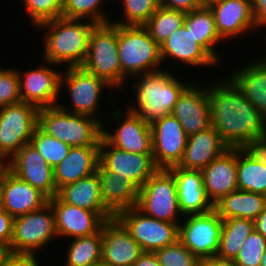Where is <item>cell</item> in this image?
<instances>
[{
    "instance_id": "44",
    "label": "cell",
    "mask_w": 266,
    "mask_h": 266,
    "mask_svg": "<svg viewBox=\"0 0 266 266\" xmlns=\"http://www.w3.org/2000/svg\"><path fill=\"white\" fill-rule=\"evenodd\" d=\"M241 149L252 159L266 165V136L247 142Z\"/></svg>"
},
{
    "instance_id": "26",
    "label": "cell",
    "mask_w": 266,
    "mask_h": 266,
    "mask_svg": "<svg viewBox=\"0 0 266 266\" xmlns=\"http://www.w3.org/2000/svg\"><path fill=\"white\" fill-rule=\"evenodd\" d=\"M98 171L60 187L57 197L65 203L98 213L105 221L115 216L104 206Z\"/></svg>"
},
{
    "instance_id": "11",
    "label": "cell",
    "mask_w": 266,
    "mask_h": 266,
    "mask_svg": "<svg viewBox=\"0 0 266 266\" xmlns=\"http://www.w3.org/2000/svg\"><path fill=\"white\" fill-rule=\"evenodd\" d=\"M179 225L178 240L200 261L213 257L219 249L222 218L213 208L206 213L185 216Z\"/></svg>"
},
{
    "instance_id": "16",
    "label": "cell",
    "mask_w": 266,
    "mask_h": 266,
    "mask_svg": "<svg viewBox=\"0 0 266 266\" xmlns=\"http://www.w3.org/2000/svg\"><path fill=\"white\" fill-rule=\"evenodd\" d=\"M17 74L23 102L38 109L57 106L60 89H62L61 72L45 65L22 74L17 70Z\"/></svg>"
},
{
    "instance_id": "22",
    "label": "cell",
    "mask_w": 266,
    "mask_h": 266,
    "mask_svg": "<svg viewBox=\"0 0 266 266\" xmlns=\"http://www.w3.org/2000/svg\"><path fill=\"white\" fill-rule=\"evenodd\" d=\"M203 187L214 205L223 196L238 190L237 149H228L202 171Z\"/></svg>"
},
{
    "instance_id": "55",
    "label": "cell",
    "mask_w": 266,
    "mask_h": 266,
    "mask_svg": "<svg viewBox=\"0 0 266 266\" xmlns=\"http://www.w3.org/2000/svg\"><path fill=\"white\" fill-rule=\"evenodd\" d=\"M2 209V170L0 171V210Z\"/></svg>"
},
{
    "instance_id": "15",
    "label": "cell",
    "mask_w": 266,
    "mask_h": 266,
    "mask_svg": "<svg viewBox=\"0 0 266 266\" xmlns=\"http://www.w3.org/2000/svg\"><path fill=\"white\" fill-rule=\"evenodd\" d=\"M7 169L14 175L40 190L49 199L57 195L53 168L29 143L23 145L9 160Z\"/></svg>"
},
{
    "instance_id": "12",
    "label": "cell",
    "mask_w": 266,
    "mask_h": 266,
    "mask_svg": "<svg viewBox=\"0 0 266 266\" xmlns=\"http://www.w3.org/2000/svg\"><path fill=\"white\" fill-rule=\"evenodd\" d=\"M65 74V75H64ZM62 73L60 87L65 85L69 90L72 106L71 109L57 104L64 111L96 117L99 98L105 86H111L103 79L89 73L81 66L69 67ZM65 83V84H64Z\"/></svg>"
},
{
    "instance_id": "32",
    "label": "cell",
    "mask_w": 266,
    "mask_h": 266,
    "mask_svg": "<svg viewBox=\"0 0 266 266\" xmlns=\"http://www.w3.org/2000/svg\"><path fill=\"white\" fill-rule=\"evenodd\" d=\"M190 30L195 41L199 43L216 61L219 54L216 53V43L222 41L217 32L213 11L210 8H197L186 13L184 24Z\"/></svg>"
},
{
    "instance_id": "47",
    "label": "cell",
    "mask_w": 266,
    "mask_h": 266,
    "mask_svg": "<svg viewBox=\"0 0 266 266\" xmlns=\"http://www.w3.org/2000/svg\"><path fill=\"white\" fill-rule=\"evenodd\" d=\"M36 254H11L4 266H39Z\"/></svg>"
},
{
    "instance_id": "24",
    "label": "cell",
    "mask_w": 266,
    "mask_h": 266,
    "mask_svg": "<svg viewBox=\"0 0 266 266\" xmlns=\"http://www.w3.org/2000/svg\"><path fill=\"white\" fill-rule=\"evenodd\" d=\"M229 148L219 133L210 127L187 138L183 157L177 167L185 170H203Z\"/></svg>"
},
{
    "instance_id": "14",
    "label": "cell",
    "mask_w": 266,
    "mask_h": 266,
    "mask_svg": "<svg viewBox=\"0 0 266 266\" xmlns=\"http://www.w3.org/2000/svg\"><path fill=\"white\" fill-rule=\"evenodd\" d=\"M152 154L159 169L177 166L186 148L187 138L179 121L169 114L150 125Z\"/></svg>"
},
{
    "instance_id": "46",
    "label": "cell",
    "mask_w": 266,
    "mask_h": 266,
    "mask_svg": "<svg viewBox=\"0 0 266 266\" xmlns=\"http://www.w3.org/2000/svg\"><path fill=\"white\" fill-rule=\"evenodd\" d=\"M159 5L164 8L182 12H190L200 8L199 0H158Z\"/></svg>"
},
{
    "instance_id": "54",
    "label": "cell",
    "mask_w": 266,
    "mask_h": 266,
    "mask_svg": "<svg viewBox=\"0 0 266 266\" xmlns=\"http://www.w3.org/2000/svg\"><path fill=\"white\" fill-rule=\"evenodd\" d=\"M5 161L6 159L0 153V171L7 168L8 163H6Z\"/></svg>"
},
{
    "instance_id": "25",
    "label": "cell",
    "mask_w": 266,
    "mask_h": 266,
    "mask_svg": "<svg viewBox=\"0 0 266 266\" xmlns=\"http://www.w3.org/2000/svg\"><path fill=\"white\" fill-rule=\"evenodd\" d=\"M169 170L175 177L182 215L206 213L214 208L204 190L201 170H185L177 166Z\"/></svg>"
},
{
    "instance_id": "20",
    "label": "cell",
    "mask_w": 266,
    "mask_h": 266,
    "mask_svg": "<svg viewBox=\"0 0 266 266\" xmlns=\"http://www.w3.org/2000/svg\"><path fill=\"white\" fill-rule=\"evenodd\" d=\"M49 198L40 190L14 175L2 170V209L17 217L40 209Z\"/></svg>"
},
{
    "instance_id": "42",
    "label": "cell",
    "mask_w": 266,
    "mask_h": 266,
    "mask_svg": "<svg viewBox=\"0 0 266 266\" xmlns=\"http://www.w3.org/2000/svg\"><path fill=\"white\" fill-rule=\"evenodd\" d=\"M33 26L62 17L63 0H24Z\"/></svg>"
},
{
    "instance_id": "2",
    "label": "cell",
    "mask_w": 266,
    "mask_h": 266,
    "mask_svg": "<svg viewBox=\"0 0 266 266\" xmlns=\"http://www.w3.org/2000/svg\"><path fill=\"white\" fill-rule=\"evenodd\" d=\"M60 17L38 26L47 29L44 37L43 60L49 65L69 63V67L81 66L86 58L90 31L96 25L92 21ZM91 22V23H90Z\"/></svg>"
},
{
    "instance_id": "28",
    "label": "cell",
    "mask_w": 266,
    "mask_h": 266,
    "mask_svg": "<svg viewBox=\"0 0 266 266\" xmlns=\"http://www.w3.org/2000/svg\"><path fill=\"white\" fill-rule=\"evenodd\" d=\"M162 62L168 57L186 63L189 66H214L217 61L195 41L190 30L182 25L173 31L160 45ZM164 60V61H163Z\"/></svg>"
},
{
    "instance_id": "19",
    "label": "cell",
    "mask_w": 266,
    "mask_h": 266,
    "mask_svg": "<svg viewBox=\"0 0 266 266\" xmlns=\"http://www.w3.org/2000/svg\"><path fill=\"white\" fill-rule=\"evenodd\" d=\"M141 246L116 219L102 226L101 262L107 266H133L143 253Z\"/></svg>"
},
{
    "instance_id": "8",
    "label": "cell",
    "mask_w": 266,
    "mask_h": 266,
    "mask_svg": "<svg viewBox=\"0 0 266 266\" xmlns=\"http://www.w3.org/2000/svg\"><path fill=\"white\" fill-rule=\"evenodd\" d=\"M57 237L54 212L48 202L40 209L14 217L10 251L13 254H35Z\"/></svg>"
},
{
    "instance_id": "39",
    "label": "cell",
    "mask_w": 266,
    "mask_h": 266,
    "mask_svg": "<svg viewBox=\"0 0 266 266\" xmlns=\"http://www.w3.org/2000/svg\"><path fill=\"white\" fill-rule=\"evenodd\" d=\"M122 4L126 20L111 24L143 26L160 7L158 0H123Z\"/></svg>"
},
{
    "instance_id": "33",
    "label": "cell",
    "mask_w": 266,
    "mask_h": 266,
    "mask_svg": "<svg viewBox=\"0 0 266 266\" xmlns=\"http://www.w3.org/2000/svg\"><path fill=\"white\" fill-rule=\"evenodd\" d=\"M254 229V220L252 219H222L221 237L216 255L235 260L244 241Z\"/></svg>"
},
{
    "instance_id": "40",
    "label": "cell",
    "mask_w": 266,
    "mask_h": 266,
    "mask_svg": "<svg viewBox=\"0 0 266 266\" xmlns=\"http://www.w3.org/2000/svg\"><path fill=\"white\" fill-rule=\"evenodd\" d=\"M161 266H200V260L179 240L155 251Z\"/></svg>"
},
{
    "instance_id": "17",
    "label": "cell",
    "mask_w": 266,
    "mask_h": 266,
    "mask_svg": "<svg viewBox=\"0 0 266 266\" xmlns=\"http://www.w3.org/2000/svg\"><path fill=\"white\" fill-rule=\"evenodd\" d=\"M187 136L212 127L208 87L190 84L179 96L171 113Z\"/></svg>"
},
{
    "instance_id": "51",
    "label": "cell",
    "mask_w": 266,
    "mask_h": 266,
    "mask_svg": "<svg viewBox=\"0 0 266 266\" xmlns=\"http://www.w3.org/2000/svg\"><path fill=\"white\" fill-rule=\"evenodd\" d=\"M254 228L266 239V208L254 219Z\"/></svg>"
},
{
    "instance_id": "6",
    "label": "cell",
    "mask_w": 266,
    "mask_h": 266,
    "mask_svg": "<svg viewBox=\"0 0 266 266\" xmlns=\"http://www.w3.org/2000/svg\"><path fill=\"white\" fill-rule=\"evenodd\" d=\"M83 69L105 80L111 87L121 86L118 53V24H96L90 31Z\"/></svg>"
},
{
    "instance_id": "7",
    "label": "cell",
    "mask_w": 266,
    "mask_h": 266,
    "mask_svg": "<svg viewBox=\"0 0 266 266\" xmlns=\"http://www.w3.org/2000/svg\"><path fill=\"white\" fill-rule=\"evenodd\" d=\"M136 207L144 214L168 223H179L182 216L177 185L169 169H158L140 188Z\"/></svg>"
},
{
    "instance_id": "58",
    "label": "cell",
    "mask_w": 266,
    "mask_h": 266,
    "mask_svg": "<svg viewBox=\"0 0 266 266\" xmlns=\"http://www.w3.org/2000/svg\"><path fill=\"white\" fill-rule=\"evenodd\" d=\"M262 61H265L266 62V57H262L260 58Z\"/></svg>"
},
{
    "instance_id": "29",
    "label": "cell",
    "mask_w": 266,
    "mask_h": 266,
    "mask_svg": "<svg viewBox=\"0 0 266 266\" xmlns=\"http://www.w3.org/2000/svg\"><path fill=\"white\" fill-rule=\"evenodd\" d=\"M97 171L103 204L114 216L137 205L140 188L132 180L121 179L100 164Z\"/></svg>"
},
{
    "instance_id": "38",
    "label": "cell",
    "mask_w": 266,
    "mask_h": 266,
    "mask_svg": "<svg viewBox=\"0 0 266 266\" xmlns=\"http://www.w3.org/2000/svg\"><path fill=\"white\" fill-rule=\"evenodd\" d=\"M102 2L103 0H63L62 17L82 20L86 18L95 24L110 23L100 8Z\"/></svg>"
},
{
    "instance_id": "43",
    "label": "cell",
    "mask_w": 266,
    "mask_h": 266,
    "mask_svg": "<svg viewBox=\"0 0 266 266\" xmlns=\"http://www.w3.org/2000/svg\"><path fill=\"white\" fill-rule=\"evenodd\" d=\"M0 68V108L21 102L17 70Z\"/></svg>"
},
{
    "instance_id": "23",
    "label": "cell",
    "mask_w": 266,
    "mask_h": 266,
    "mask_svg": "<svg viewBox=\"0 0 266 266\" xmlns=\"http://www.w3.org/2000/svg\"><path fill=\"white\" fill-rule=\"evenodd\" d=\"M222 39L233 38L256 29L252 0H224L210 8Z\"/></svg>"
},
{
    "instance_id": "35",
    "label": "cell",
    "mask_w": 266,
    "mask_h": 266,
    "mask_svg": "<svg viewBox=\"0 0 266 266\" xmlns=\"http://www.w3.org/2000/svg\"><path fill=\"white\" fill-rule=\"evenodd\" d=\"M72 240L65 266H90L101 262L102 229L93 235Z\"/></svg>"
},
{
    "instance_id": "18",
    "label": "cell",
    "mask_w": 266,
    "mask_h": 266,
    "mask_svg": "<svg viewBox=\"0 0 266 266\" xmlns=\"http://www.w3.org/2000/svg\"><path fill=\"white\" fill-rule=\"evenodd\" d=\"M54 212L57 235L74 238L93 235L106 222L98 213L62 202L57 196L48 201Z\"/></svg>"
},
{
    "instance_id": "27",
    "label": "cell",
    "mask_w": 266,
    "mask_h": 266,
    "mask_svg": "<svg viewBox=\"0 0 266 266\" xmlns=\"http://www.w3.org/2000/svg\"><path fill=\"white\" fill-rule=\"evenodd\" d=\"M100 146L71 147L68 155L53 168L57 190L68 183L76 182L97 171Z\"/></svg>"
},
{
    "instance_id": "9",
    "label": "cell",
    "mask_w": 266,
    "mask_h": 266,
    "mask_svg": "<svg viewBox=\"0 0 266 266\" xmlns=\"http://www.w3.org/2000/svg\"><path fill=\"white\" fill-rule=\"evenodd\" d=\"M38 111L23 101L0 108V153L7 161L30 143L38 126Z\"/></svg>"
},
{
    "instance_id": "10",
    "label": "cell",
    "mask_w": 266,
    "mask_h": 266,
    "mask_svg": "<svg viewBox=\"0 0 266 266\" xmlns=\"http://www.w3.org/2000/svg\"><path fill=\"white\" fill-rule=\"evenodd\" d=\"M115 218L126 228L143 251L155 252L178 241L180 223H168L150 217L136 206Z\"/></svg>"
},
{
    "instance_id": "4",
    "label": "cell",
    "mask_w": 266,
    "mask_h": 266,
    "mask_svg": "<svg viewBox=\"0 0 266 266\" xmlns=\"http://www.w3.org/2000/svg\"><path fill=\"white\" fill-rule=\"evenodd\" d=\"M103 126L97 117L70 113L58 106L38 111V127L71 147L100 146Z\"/></svg>"
},
{
    "instance_id": "49",
    "label": "cell",
    "mask_w": 266,
    "mask_h": 266,
    "mask_svg": "<svg viewBox=\"0 0 266 266\" xmlns=\"http://www.w3.org/2000/svg\"><path fill=\"white\" fill-rule=\"evenodd\" d=\"M133 266H161L155 252L144 251Z\"/></svg>"
},
{
    "instance_id": "57",
    "label": "cell",
    "mask_w": 266,
    "mask_h": 266,
    "mask_svg": "<svg viewBox=\"0 0 266 266\" xmlns=\"http://www.w3.org/2000/svg\"><path fill=\"white\" fill-rule=\"evenodd\" d=\"M90 266H107V265H105L103 262H99L97 264L90 265Z\"/></svg>"
},
{
    "instance_id": "30",
    "label": "cell",
    "mask_w": 266,
    "mask_h": 266,
    "mask_svg": "<svg viewBox=\"0 0 266 266\" xmlns=\"http://www.w3.org/2000/svg\"><path fill=\"white\" fill-rule=\"evenodd\" d=\"M255 108L266 118V62L260 58L229 76Z\"/></svg>"
},
{
    "instance_id": "52",
    "label": "cell",
    "mask_w": 266,
    "mask_h": 266,
    "mask_svg": "<svg viewBox=\"0 0 266 266\" xmlns=\"http://www.w3.org/2000/svg\"><path fill=\"white\" fill-rule=\"evenodd\" d=\"M10 247L0 242V266H4L7 258L11 255Z\"/></svg>"
},
{
    "instance_id": "56",
    "label": "cell",
    "mask_w": 266,
    "mask_h": 266,
    "mask_svg": "<svg viewBox=\"0 0 266 266\" xmlns=\"http://www.w3.org/2000/svg\"><path fill=\"white\" fill-rule=\"evenodd\" d=\"M260 266H266V251L264 252Z\"/></svg>"
},
{
    "instance_id": "37",
    "label": "cell",
    "mask_w": 266,
    "mask_h": 266,
    "mask_svg": "<svg viewBox=\"0 0 266 266\" xmlns=\"http://www.w3.org/2000/svg\"><path fill=\"white\" fill-rule=\"evenodd\" d=\"M30 144L52 168L57 166L71 149L70 145L44 133L38 126L33 133Z\"/></svg>"
},
{
    "instance_id": "53",
    "label": "cell",
    "mask_w": 266,
    "mask_h": 266,
    "mask_svg": "<svg viewBox=\"0 0 266 266\" xmlns=\"http://www.w3.org/2000/svg\"><path fill=\"white\" fill-rule=\"evenodd\" d=\"M224 0H199L202 8H211L213 5L223 2Z\"/></svg>"
},
{
    "instance_id": "3",
    "label": "cell",
    "mask_w": 266,
    "mask_h": 266,
    "mask_svg": "<svg viewBox=\"0 0 266 266\" xmlns=\"http://www.w3.org/2000/svg\"><path fill=\"white\" fill-rule=\"evenodd\" d=\"M138 76L140 80L134 84L137 106H129V110L149 125L171 114L179 96L191 84L182 83L168 71L157 70Z\"/></svg>"
},
{
    "instance_id": "1",
    "label": "cell",
    "mask_w": 266,
    "mask_h": 266,
    "mask_svg": "<svg viewBox=\"0 0 266 266\" xmlns=\"http://www.w3.org/2000/svg\"><path fill=\"white\" fill-rule=\"evenodd\" d=\"M208 87L212 127L229 149L266 136V118L229 78Z\"/></svg>"
},
{
    "instance_id": "50",
    "label": "cell",
    "mask_w": 266,
    "mask_h": 266,
    "mask_svg": "<svg viewBox=\"0 0 266 266\" xmlns=\"http://www.w3.org/2000/svg\"><path fill=\"white\" fill-rule=\"evenodd\" d=\"M200 266H239L235 260L226 259L217 255L201 260Z\"/></svg>"
},
{
    "instance_id": "36",
    "label": "cell",
    "mask_w": 266,
    "mask_h": 266,
    "mask_svg": "<svg viewBox=\"0 0 266 266\" xmlns=\"http://www.w3.org/2000/svg\"><path fill=\"white\" fill-rule=\"evenodd\" d=\"M186 13L159 7L151 18L143 25L150 36L159 44L184 24Z\"/></svg>"
},
{
    "instance_id": "41",
    "label": "cell",
    "mask_w": 266,
    "mask_h": 266,
    "mask_svg": "<svg viewBox=\"0 0 266 266\" xmlns=\"http://www.w3.org/2000/svg\"><path fill=\"white\" fill-rule=\"evenodd\" d=\"M266 251V239L255 229L244 241L235 262L239 266H260Z\"/></svg>"
},
{
    "instance_id": "21",
    "label": "cell",
    "mask_w": 266,
    "mask_h": 266,
    "mask_svg": "<svg viewBox=\"0 0 266 266\" xmlns=\"http://www.w3.org/2000/svg\"><path fill=\"white\" fill-rule=\"evenodd\" d=\"M126 117L119 121L115 132L102 128V137L114 147L126 152L152 154L151 127L132 110H127ZM121 122V123H120Z\"/></svg>"
},
{
    "instance_id": "31",
    "label": "cell",
    "mask_w": 266,
    "mask_h": 266,
    "mask_svg": "<svg viewBox=\"0 0 266 266\" xmlns=\"http://www.w3.org/2000/svg\"><path fill=\"white\" fill-rule=\"evenodd\" d=\"M265 208V195L244 190L233 191L214 204V209L222 219L254 220Z\"/></svg>"
},
{
    "instance_id": "13",
    "label": "cell",
    "mask_w": 266,
    "mask_h": 266,
    "mask_svg": "<svg viewBox=\"0 0 266 266\" xmlns=\"http://www.w3.org/2000/svg\"><path fill=\"white\" fill-rule=\"evenodd\" d=\"M99 164L121 179L132 180L139 188L159 169L153 154L123 151L109 144L103 137L100 139Z\"/></svg>"
},
{
    "instance_id": "48",
    "label": "cell",
    "mask_w": 266,
    "mask_h": 266,
    "mask_svg": "<svg viewBox=\"0 0 266 266\" xmlns=\"http://www.w3.org/2000/svg\"><path fill=\"white\" fill-rule=\"evenodd\" d=\"M254 23L256 27L266 26V0H252Z\"/></svg>"
},
{
    "instance_id": "45",
    "label": "cell",
    "mask_w": 266,
    "mask_h": 266,
    "mask_svg": "<svg viewBox=\"0 0 266 266\" xmlns=\"http://www.w3.org/2000/svg\"><path fill=\"white\" fill-rule=\"evenodd\" d=\"M14 217L8 212L0 210V242L10 246L13 234Z\"/></svg>"
},
{
    "instance_id": "34",
    "label": "cell",
    "mask_w": 266,
    "mask_h": 266,
    "mask_svg": "<svg viewBox=\"0 0 266 266\" xmlns=\"http://www.w3.org/2000/svg\"><path fill=\"white\" fill-rule=\"evenodd\" d=\"M238 190L266 196V165L252 159L242 149H237Z\"/></svg>"
},
{
    "instance_id": "5",
    "label": "cell",
    "mask_w": 266,
    "mask_h": 266,
    "mask_svg": "<svg viewBox=\"0 0 266 266\" xmlns=\"http://www.w3.org/2000/svg\"><path fill=\"white\" fill-rule=\"evenodd\" d=\"M118 53L121 84L127 81V76L136 78L138 75L160 70L158 66H162L160 45L144 26L118 25Z\"/></svg>"
}]
</instances>
